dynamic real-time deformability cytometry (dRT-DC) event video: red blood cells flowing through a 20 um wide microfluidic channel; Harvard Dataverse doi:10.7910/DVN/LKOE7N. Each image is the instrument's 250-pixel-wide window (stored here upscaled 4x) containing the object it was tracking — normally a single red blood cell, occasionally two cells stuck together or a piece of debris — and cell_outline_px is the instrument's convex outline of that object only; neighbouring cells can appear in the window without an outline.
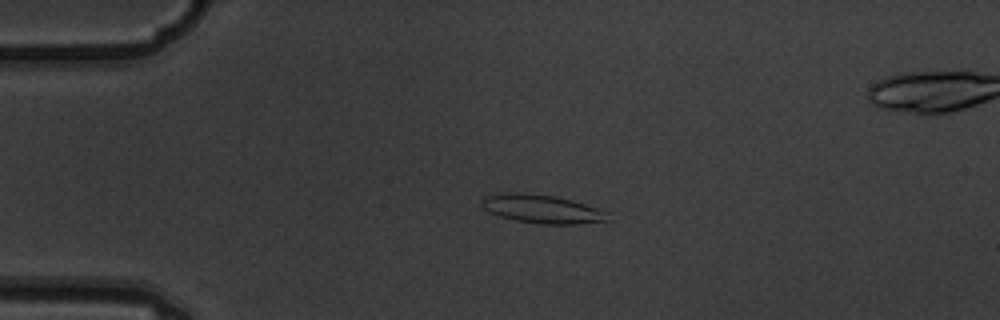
{"species": "common noctule bat (a hibernating species)", "species_latin": "Nyctalus noctula", "temperature_condition": "warm", "stored_images_in_passage": 5, "camera_frame_rate_fps": 3000, "um_per_image_px": 0.085, "animal": {"sex": "male", "body_mass_g": 19.5, "forearm_length_mm": 54.6}, "frame": {"image": 1, "passage_image": 3, "time_ms": 0.667, "image_size_px": [1000, 320], "cell_outline_px": [[608, 220], [576, 224], [544, 224], [516, 220], [500, 216], [488, 212], [484, 208], [484, 196], [496, 192], [524, 192], [556, 196], [572, 200], [596, 208], [604, 212]], "centroid_in_image_um": [45.99, 17.74], "position_along_channel_um": 39.0, "area_um2": 20.69}}